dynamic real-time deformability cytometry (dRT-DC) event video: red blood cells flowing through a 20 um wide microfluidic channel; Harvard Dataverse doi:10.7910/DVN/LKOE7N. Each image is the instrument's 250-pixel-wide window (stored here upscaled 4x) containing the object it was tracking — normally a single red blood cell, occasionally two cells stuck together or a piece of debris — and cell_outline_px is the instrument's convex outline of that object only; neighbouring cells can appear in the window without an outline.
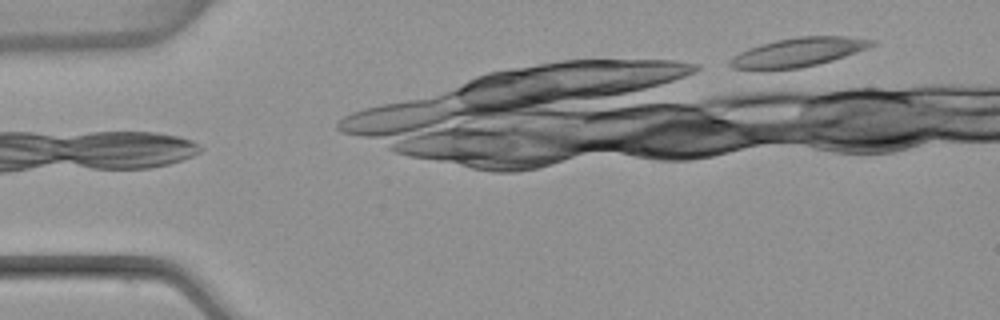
{"species": "common noctule bat (a hibernating species)", "species_latin": "Nyctalus noctula", "temperature_condition": "warm", "stored_images_in_passage": 2, "camera_frame_rate_fps": 3000, "um_per_image_px": 0.085, "animal": {"sex": "female", "body_mass_g": 22.7, "forearm_length_mm": 54.2}, "frame": {"image": 1, "passage_image": 1, "time_ms": 0.0, "image_size_px": [1000, 320], "cell_outline_px": [[876, 44], [868, 48], [832, 60], [800, 68], [732, 68], [728, 64], [728, 60], [732, 56], [748, 48], [760, 44], [776, 40], [796, 36], [844, 36], [876, 40]], "centroid_in_image_um": [67.87, 4.41], "position_along_channel_um": 17.1, "area_um2": 23.52}}